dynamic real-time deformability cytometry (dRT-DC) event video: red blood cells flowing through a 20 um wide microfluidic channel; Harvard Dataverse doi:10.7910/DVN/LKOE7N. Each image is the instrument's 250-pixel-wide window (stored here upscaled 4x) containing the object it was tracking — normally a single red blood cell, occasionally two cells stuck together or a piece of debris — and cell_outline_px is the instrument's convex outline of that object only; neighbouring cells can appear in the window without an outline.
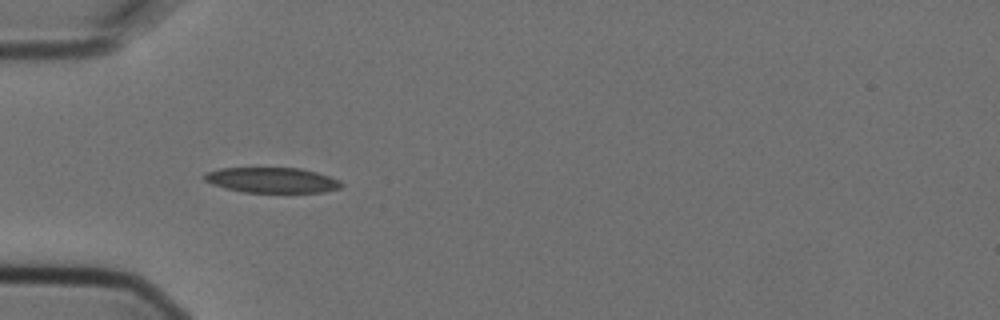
{"species": "Egyptian fruit bat (a non-hibernating species)", "species_latin": "Rousettus aegyptiacus", "temperature_condition": "cold", "stored_images_in_passage": 2, "camera_frame_rate_fps": 3000, "um_per_image_px": 0.085, "animal": {"sex": "female"}, "frame": {"image": 1, "passage_image": 1, "time_ms": 0.0, "image_size_px": [1000, 320], "cell_outline_px": [[344, 184], [340, 188], [324, 192], [244, 192], [224, 188], [212, 184], [204, 180], [204, 172], [220, 168], [300, 168], [316, 172], [340, 180]], "centroid_in_image_um": [23.1, 15.31], "position_along_channel_um": 61.9, "area_um2": 20.23}}
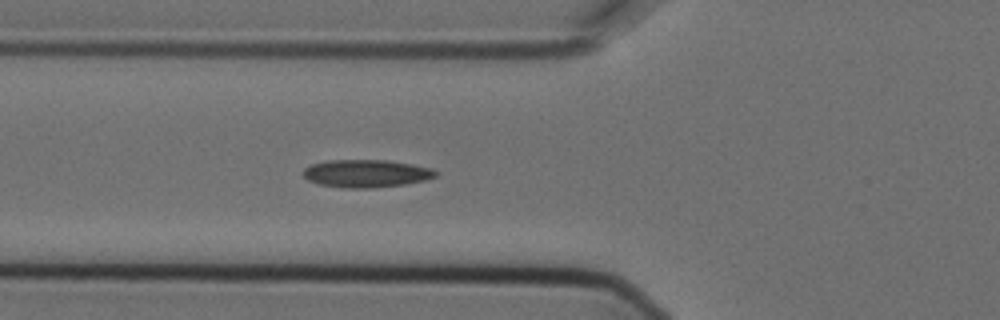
{"frame": {"image": 2, "passage_image": 2, "time_ms": 0.333, "image_size_px": [1000, 320], "cell_outline_px": [[440, 172], [436, 176], [424, 180], [404, 184], [372, 188], [344, 188], [320, 184], [308, 180], [304, 176], [304, 168], [312, 164], [328, 160], [388, 160], [412, 164], [432, 168]], "centroid_in_image_um": [31.15, 14.74], "position_along_channel_um": 94.6, "area_um2": 21.39}}